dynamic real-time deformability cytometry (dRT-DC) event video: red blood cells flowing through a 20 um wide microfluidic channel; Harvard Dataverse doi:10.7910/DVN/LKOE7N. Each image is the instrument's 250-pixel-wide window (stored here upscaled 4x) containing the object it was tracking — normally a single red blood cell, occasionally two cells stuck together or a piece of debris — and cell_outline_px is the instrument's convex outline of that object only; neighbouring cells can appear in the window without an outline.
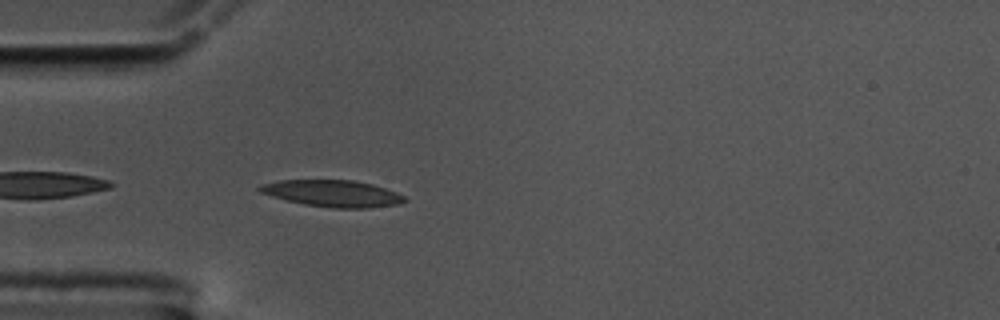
{"species": "common noctule bat (a hibernating species)", "species_latin": "Nyctalus noctula", "temperature_condition": "cold", "stored_images_in_passage": 37, "camera_frame_rate_fps": 3000, "um_per_image_px": 0.085, "animal": {"sex": "male", "body_mass_g": 17.5, "forearm_length_mm": 52.3}, "frame": {"image": 1, "passage_image": 2, "time_ms": 0.333, "image_size_px": [1000, 320], "cell_outline_px": [[408, 200], [400, 204], [368, 208], [332, 208], [304, 204], [272, 196], [260, 192], [256, 188], [260, 184], [280, 180], [352, 180], [372, 184], [396, 192], [404, 196]], "centroid_in_image_um": [28.28, 16.44], "position_along_channel_um": 56.7, "area_um2": 22.48}}
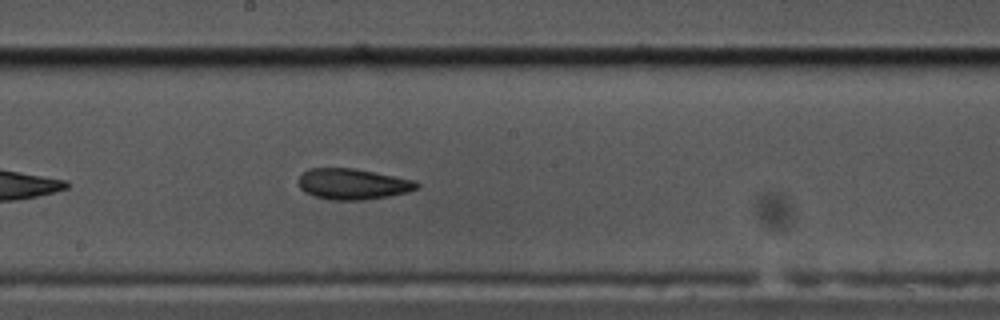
{"frame": {"image": 2, "passage_image": 16, "time_ms": 5.0, "image_size_px": [1000, 320], "cell_outline_px": [[420, 184], [416, 188], [408, 192], [388, 196], [364, 200], [328, 200], [304, 192], [300, 188], [300, 176], [308, 168], [356, 168], [416, 180]], "centroid_in_image_um": [30.01, 15.64], "position_along_channel_um": 218.2, "area_um2": 21.33}}
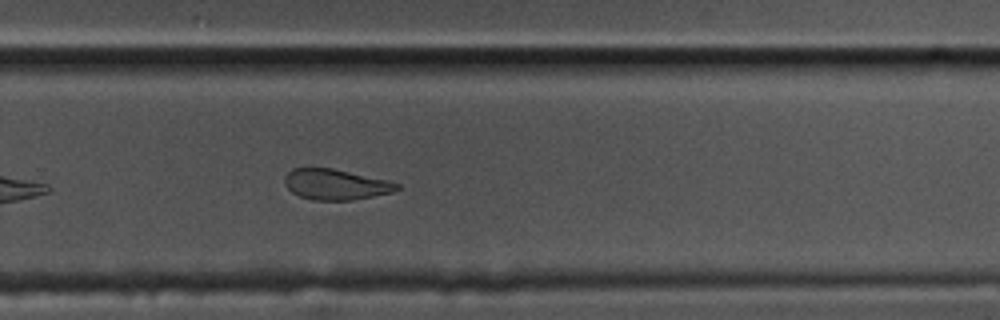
{"frame": {"image": 3, "passage_image": 23, "time_ms": 7.333, "image_size_px": [1000, 320], "cell_outline_px": [[400, 188], [392, 192], [352, 200], [312, 200], [300, 196], [292, 192], [284, 184], [284, 176], [292, 168], [332, 168], [392, 180], [400, 184]], "centroid_in_image_um": [28.56, 15.67], "position_along_channel_um": 301.2, "area_um2": 20.23}, "authors_computed_cell_mechanics": {"area_um2": 21.386, "velocity_mm_per_s": 3.561, "shape_relaxation_time_tau1_ms": 5.3918, "shape_relaxation_time_tau2_ms": 3.9193, "deformation_change_tau1": 0.1795, "deformation_change_tau2": 0.1204}}